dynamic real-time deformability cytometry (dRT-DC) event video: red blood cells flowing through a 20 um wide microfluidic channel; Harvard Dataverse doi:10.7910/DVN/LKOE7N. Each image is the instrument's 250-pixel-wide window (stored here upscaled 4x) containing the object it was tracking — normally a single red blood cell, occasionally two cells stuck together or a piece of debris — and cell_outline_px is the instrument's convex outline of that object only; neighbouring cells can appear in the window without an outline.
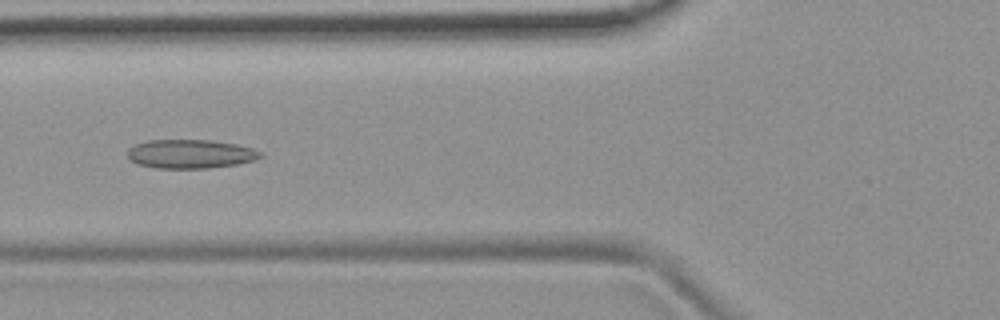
{"species": "common noctule bat (a hibernating species)", "species_latin": "Nyctalus noctula", "temperature_condition": "room temperature", "stored_images_in_passage": 43, "camera_frame_rate_fps": 3000, "um_per_image_px": 0.085, "animal": {"sex": "female", "body_mass_g": 19.9}, "frame": {"image": 1, "passage_image": 15, "time_ms": 4.667, "image_size_px": [1000, 320], "cell_outline_px": [[264, 156], [252, 160], [236, 164], [208, 168], [156, 168], [140, 164], [132, 160], [128, 156], [128, 148], [136, 144], [148, 140], [208, 140], [236, 144], [252, 148], [260, 152]], "centroid_in_image_um": [16.18, 13.08], "position_along_channel_um": 109.6, "area_um2": 22.08}}
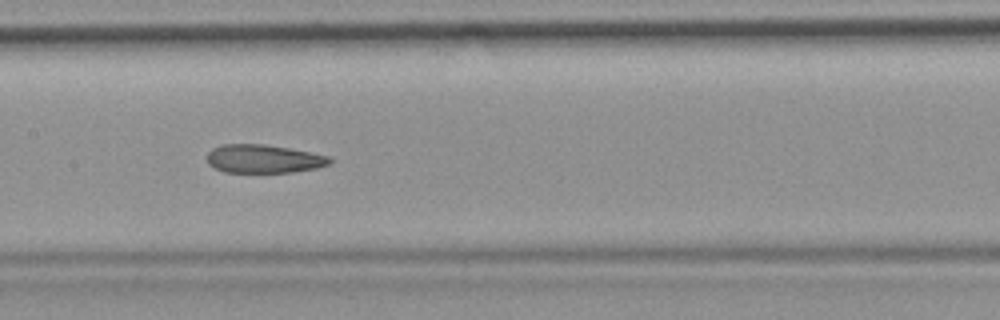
{"frame": {"image": 2, "passage_image": 21, "time_ms": 6.667, "image_size_px": [1000, 320], "cell_outline_px": [[332, 164], [316, 168], [292, 172], [224, 172], [208, 164], [208, 152], [212, 148], [224, 144], [264, 144], [288, 148], [328, 156], [332, 160]], "centroid_in_image_um": [22.41, 13.5], "position_along_channel_um": 185.0, "area_um2": 20.17}}
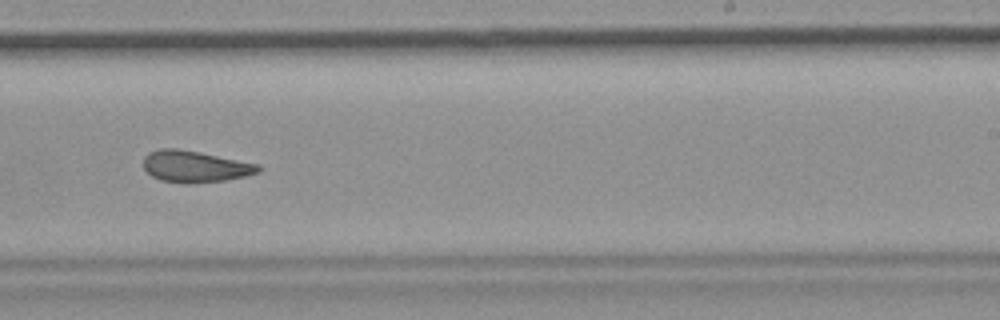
{"frame": {"image": 3, "passage_image": 28, "time_ms": 9.0, "image_size_px": [1000, 320], "cell_outline_px": [[260, 172], [244, 176], [224, 180], [192, 184], [184, 184], [160, 180], [152, 176], [144, 168], [144, 156], [148, 152], [160, 148], [176, 148], [200, 152], [260, 164]], "centroid_in_image_um": [16.56, 14.15], "position_along_channel_um": 272.4, "area_um2": 21.27}, "authors_computed_cell_mechanics": {"area_um2": 21.4438, "velocity_mm_per_s": 3.7616, "shape_relaxation_time_tau1_ms": null, "shape_relaxation_time_tau2_ms": 3.1397, "deformation_change_tau1": null, "deformation_change_tau2": 0.1083}}